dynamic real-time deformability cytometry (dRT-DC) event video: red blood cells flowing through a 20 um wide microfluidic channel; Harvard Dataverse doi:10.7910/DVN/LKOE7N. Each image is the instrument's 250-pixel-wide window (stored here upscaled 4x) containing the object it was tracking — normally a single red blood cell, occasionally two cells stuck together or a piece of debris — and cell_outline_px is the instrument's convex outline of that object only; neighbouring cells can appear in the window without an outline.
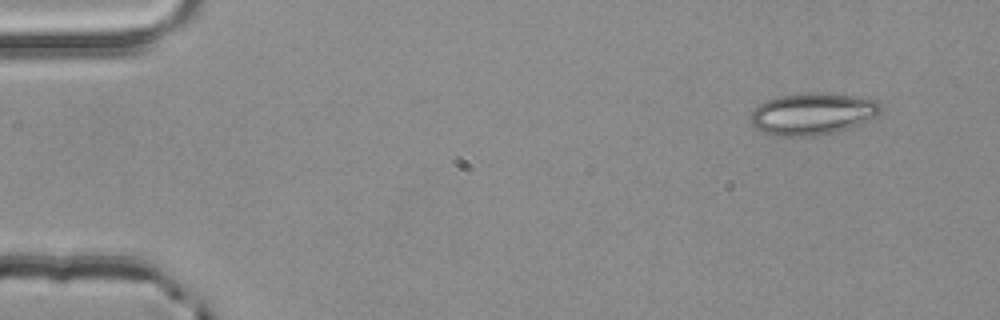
{"species": "common noctule bat (a hibernating species)", "species_latin": "Nyctalus noctula", "temperature_condition": "room temperature", "stored_images_in_passage": 4, "camera_frame_rate_fps": 3000, "um_per_image_px": 0.085, "animal": {"sex": "male", "body_mass_g": 20.4}, "frame": {"image": 1, "passage_image": 1, "time_ms": 0.0, "image_size_px": [1000, 320], "cell_outline_px": [[884, 108], [876, 116], [860, 124], [836, 132], [816, 136], [772, 136], [756, 128], [748, 120], [748, 116], [760, 104], [768, 100], [780, 96], [804, 92], [828, 92], [856, 96], [876, 100]], "centroid_in_image_um": [69.07, 9.67], "position_along_channel_um": 15.9, "area_um2": 32.19}}